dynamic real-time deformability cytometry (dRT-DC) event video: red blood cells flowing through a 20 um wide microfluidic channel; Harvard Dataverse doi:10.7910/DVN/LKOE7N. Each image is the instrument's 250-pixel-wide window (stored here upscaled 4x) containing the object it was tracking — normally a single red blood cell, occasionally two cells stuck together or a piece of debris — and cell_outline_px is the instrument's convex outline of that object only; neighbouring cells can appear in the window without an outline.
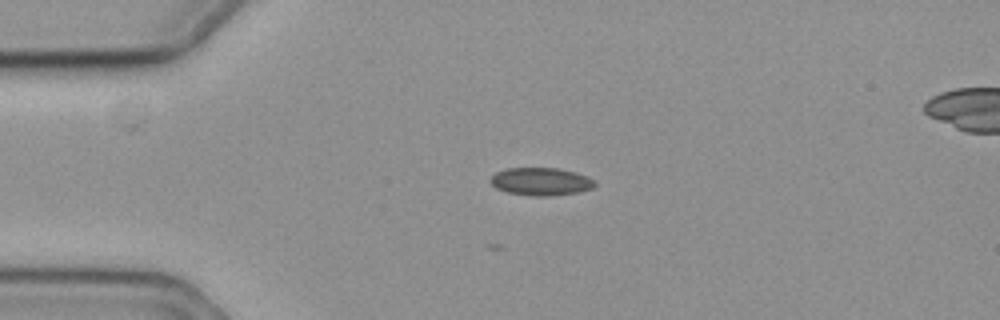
{"species": "common noctule bat (a hibernating species)", "species_latin": "Nyctalus noctula", "temperature_condition": "cold", "stored_images_in_passage": 47, "segment_of_instrument_passage": [1, 2], "camera_frame_rate_fps": 3000, "um_per_image_px": 0.085, "animal": {"sex": "female", "body_mass_g": 19.3, "forearm_length_mm": 54.1}, "frame": {"image": 1, "passage_image": 1, "time_ms": 0.0, "image_size_px": [1000, 320], "cell_outline_px": [[596, 184], [592, 188], [580, 192], [552, 196], [528, 196], [508, 192], [496, 188], [488, 180], [496, 172], [508, 168], [556, 168], [576, 172], [588, 176], [596, 180]], "centroid_in_image_um": [46.0, 15.44], "position_along_channel_um": 39.0, "area_um2": 17.11}}
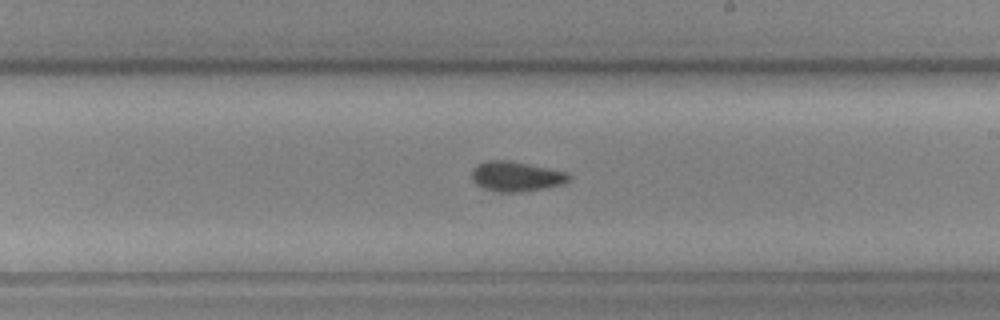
{"frame": {"image": 2, "passage_image": 21, "time_ms": 6.667, "image_size_px": [1000, 320], "cell_outline_px": [[572, 180], [560, 184], [544, 188], [520, 192], [500, 192], [484, 188], [476, 184], [472, 180], [472, 168], [476, 164], [488, 160], [512, 160], [568, 172], [572, 176]], "centroid_in_image_um": [43.88, 14.97], "position_along_channel_um": 245.1, "area_um2": 17.17}}
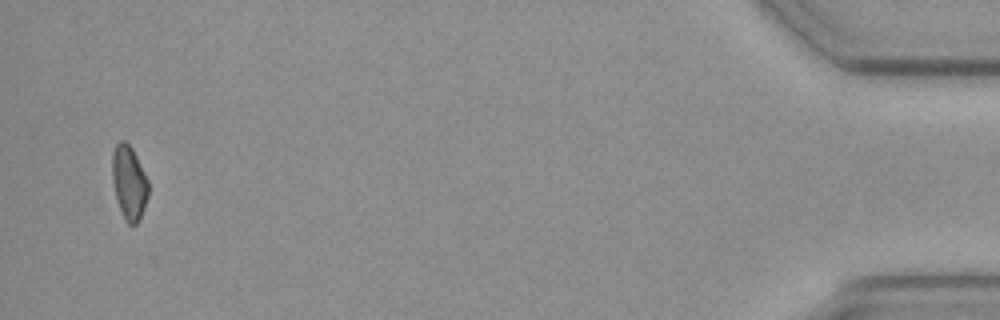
{"frame": {"image": 3, "passage_image": 44, "time_ms": 14.333, "image_size_px": [1000, 320], "cell_outline_px": [[148, 196], [144, 208], [136, 224], [128, 224], [124, 220], [116, 200], [112, 184], [112, 152], [116, 144], [120, 140], [124, 140], [132, 148], [148, 180]], "centroid_in_image_um": [10.94, 15.52], "position_along_channel_um": 424.3, "area_um2": 15.66}}